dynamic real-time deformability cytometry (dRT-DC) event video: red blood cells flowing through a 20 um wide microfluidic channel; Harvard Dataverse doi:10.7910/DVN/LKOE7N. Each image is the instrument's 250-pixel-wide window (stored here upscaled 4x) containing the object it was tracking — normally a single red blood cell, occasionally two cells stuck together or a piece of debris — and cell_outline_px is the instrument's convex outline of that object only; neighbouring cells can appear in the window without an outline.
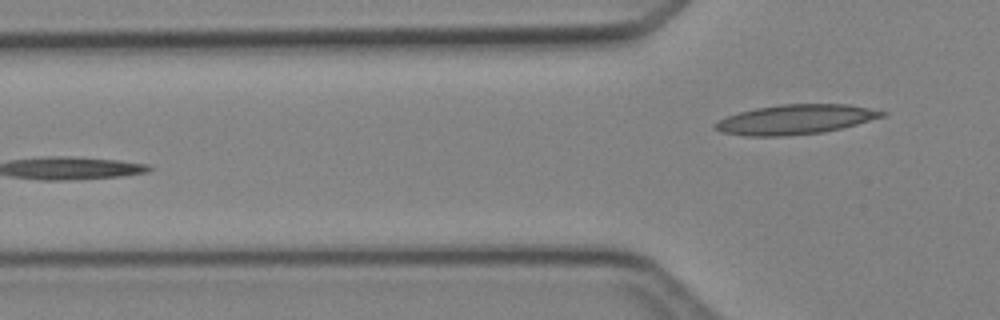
{"species": "Egyptian fruit bat (a non-hibernating species)", "species_latin": "Rousettus aegyptiacus", "temperature_condition": "cold", "stored_images_in_passage": 5, "camera_frame_rate_fps": 3000, "um_per_image_px": 0.085, "animal": {"sex": "female"}, "frame": {"image": 1, "passage_image": 5, "time_ms": 4.667, "image_size_px": [1000, 320], "cell_outline_px": [[888, 112], [884, 116], [856, 124], [824, 132], [784, 136], [748, 136], [720, 132], [712, 128], [712, 124], [728, 116], [740, 112], [756, 108], [780, 104], [848, 104]], "centroid_in_image_um": [67.58, 10.15], "position_along_channel_um": 58.2, "area_um2": 28.73}}